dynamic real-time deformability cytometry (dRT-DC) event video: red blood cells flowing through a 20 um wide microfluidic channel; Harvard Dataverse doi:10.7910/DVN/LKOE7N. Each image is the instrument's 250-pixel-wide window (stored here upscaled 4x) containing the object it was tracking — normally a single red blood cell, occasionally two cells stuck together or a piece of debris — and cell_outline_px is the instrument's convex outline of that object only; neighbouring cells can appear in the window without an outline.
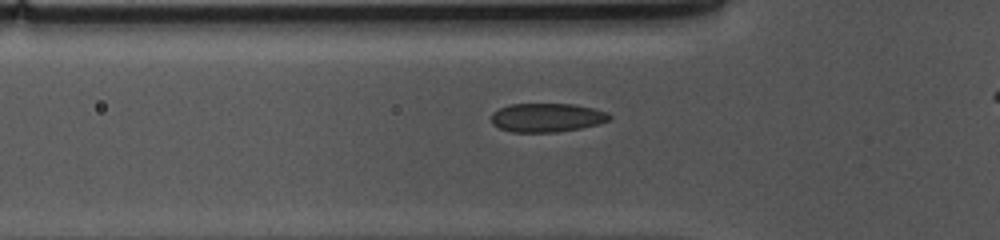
{"species": "common noctule bat (a hibernating species)", "species_latin": "Nyctalus noctula", "temperature_condition": "cold", "stored_images_in_passage": 35, "camera_frame_rate_fps": 3000, "um_per_image_px": 0.085, "animal": {"sex": "female", "body_mass_g": 10.0, "forearm_length_mm": 53.1}, "frame": {"image": 1, "passage_image": 9, "time_ms": 2.667, "image_size_px": [1000, 240], "cell_outline_px": [[612, 116], [608, 120], [600, 124], [580, 128], [556, 132], [512, 132], [500, 128], [492, 124], [492, 112], [508, 104], [572, 104], [592, 108], [608, 112]], "centroid_in_image_um": [46.48, 9.99], "position_along_channel_um": 79.3, "area_um2": 19.83}}
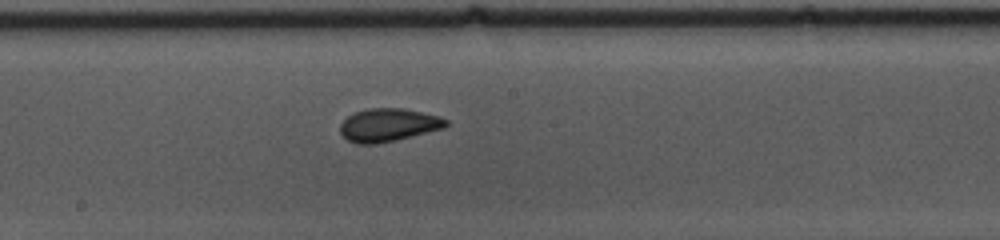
{"frame": {"image": 2, "passage_image": 20, "time_ms": 6.333, "image_size_px": [1000, 240], "cell_outline_px": [[448, 124], [444, 128], [396, 140], [376, 144], [356, 144], [348, 140], [340, 132], [340, 124], [348, 116], [356, 112], [368, 108], [404, 108], [436, 116], [448, 120]], "centroid_in_image_um": [32.99, 10.63], "position_along_channel_um": 215.2, "area_um2": 20.23}}
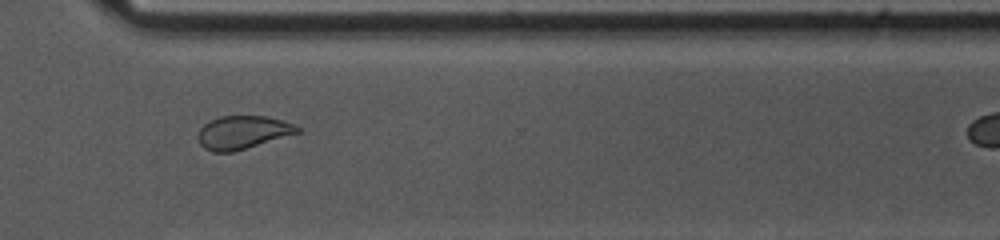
{"frame": {"image": 3, "passage_image": 31, "time_ms": 10.0, "image_size_px": [1000, 240], "cell_outline_px": [[304, 132], [232, 152], [212, 152], [204, 148], [200, 144], [196, 136], [200, 128], [204, 124], [220, 116], [268, 116], [296, 124]], "centroid_in_image_um": [20.67, 11.25], "position_along_channel_um": 349.9, "area_um2": 19.54}}